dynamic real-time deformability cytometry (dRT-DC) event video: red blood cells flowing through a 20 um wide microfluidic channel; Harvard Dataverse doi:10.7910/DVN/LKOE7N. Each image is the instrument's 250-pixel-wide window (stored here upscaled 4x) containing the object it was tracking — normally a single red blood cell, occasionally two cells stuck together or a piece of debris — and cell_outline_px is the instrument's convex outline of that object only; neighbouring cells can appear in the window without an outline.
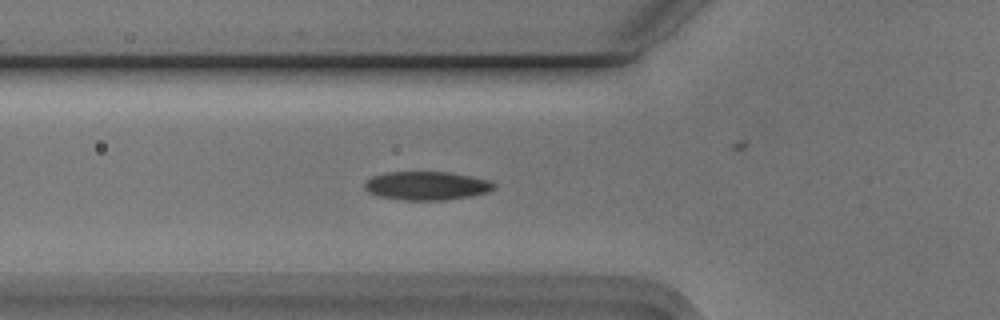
{"species": "Egyptian fruit bat (a non-hibernating species)", "species_latin": "Rousettus aegyptiacus", "temperature_condition": "cold", "stored_images_in_passage": 55, "segment_of_instrument_passage": [1, 2], "camera_frame_rate_fps": 3000, "um_per_image_px": 0.085, "animal": {"sex": "male"}, "frame": {"image": 1, "passage_image": 19, "time_ms": 6.0, "image_size_px": [1000, 320], "cell_outline_px": [[496, 188], [488, 192], [468, 196], [444, 200], [404, 200], [380, 196], [368, 192], [364, 188], [364, 184], [372, 176], [388, 172], [448, 172], [488, 180], [496, 184]], "centroid_in_image_um": [36.26, 15.79], "position_along_channel_um": 89.5, "area_um2": 21.33}}
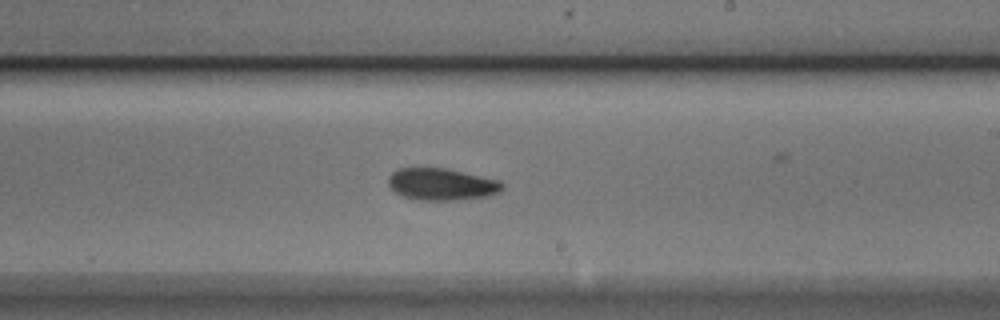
{"frame": {"image": 2, "passage_image": 32, "time_ms": 10.333, "image_size_px": [1000, 320], "cell_outline_px": [[504, 188], [500, 192], [488, 196], [456, 200], [416, 200], [404, 196], [396, 192], [388, 184], [388, 176], [396, 168], [444, 168], [500, 180], [504, 184]], "centroid_in_image_um": [37.55, 15.66], "position_along_channel_um": 251.5, "area_um2": 21.27}}
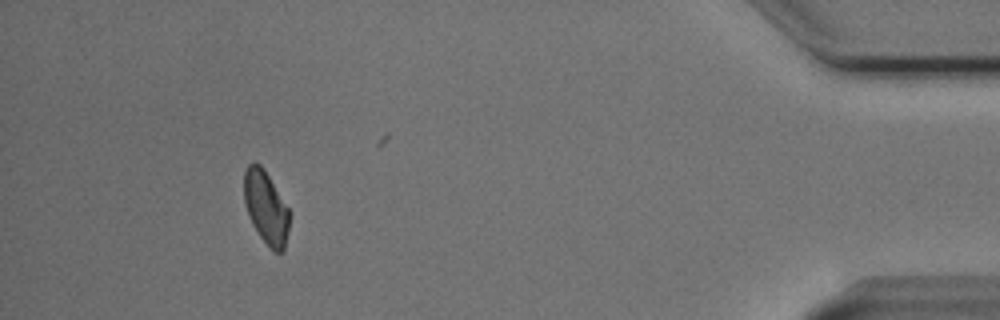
{"frame": {"image": 3, "passage_image": 50, "time_ms": 16.333, "image_size_px": [1000, 320], "cell_outline_px": [[288, 232], [284, 252], [272, 252], [260, 236], [252, 224], [244, 204], [244, 172], [248, 164], [252, 160], [260, 164], [264, 168], [288, 208]], "centroid_in_image_um": [22.58, 17.63], "position_along_channel_um": 412.6, "area_um2": 19.36}}